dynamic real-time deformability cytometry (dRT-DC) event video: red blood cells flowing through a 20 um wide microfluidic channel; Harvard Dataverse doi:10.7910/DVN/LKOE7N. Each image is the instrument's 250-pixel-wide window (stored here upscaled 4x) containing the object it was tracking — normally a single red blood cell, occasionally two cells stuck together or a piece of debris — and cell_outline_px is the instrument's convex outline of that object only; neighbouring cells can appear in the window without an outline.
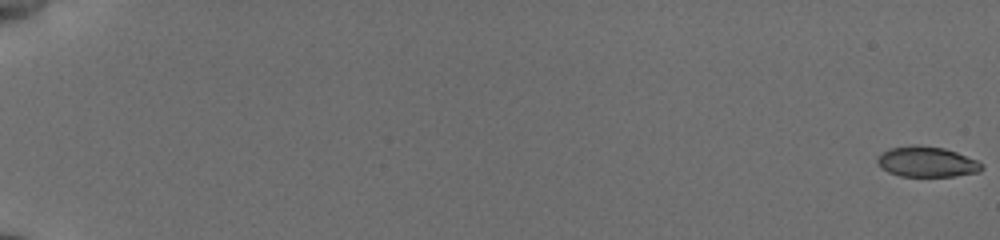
{"species": "common noctule bat (a hibernating species)", "species_latin": "Nyctalus noctula", "temperature_condition": "cold", "stored_images_in_passage": 17, "camera_frame_rate_fps": 3000, "um_per_image_px": 0.085, "animal": {"sex": "female", "body_mass_g": 19.5, "forearm_length_mm": 54.1}, "frame": {"image": 1, "passage_image": 1, "time_ms": 0.0, "image_size_px": [1000, 240], "cell_outline_px": [[984, 168], [980, 172], [956, 176], [900, 176], [888, 172], [876, 160], [876, 156], [888, 148], [912, 144], [944, 148], [956, 152], [976, 160], [984, 164]], "centroid_in_image_um": [78.79, 13.75], "position_along_channel_um": 6.2, "area_um2": 18.61}}
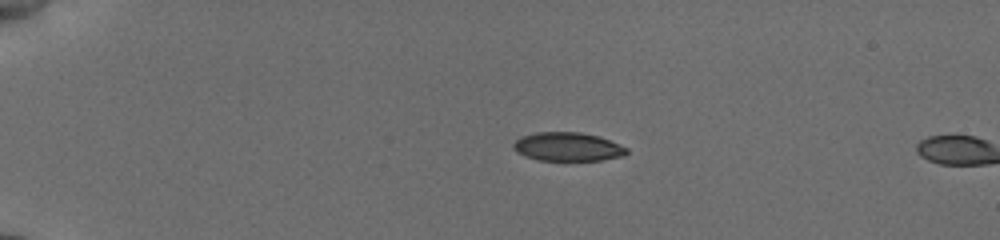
{"frame": {"image": 2, "passage_image": 15, "time_ms": 4.667, "image_size_px": [1000, 240], "cell_outline_px": [[628, 152], [624, 156], [600, 160], [536, 160], [524, 156], [516, 152], [512, 148], [512, 144], [520, 136], [536, 132], [580, 132], [600, 136], [628, 148]], "centroid_in_image_um": [48.23, 12.47], "position_along_channel_um": 36.8, "area_um2": 19.13}}